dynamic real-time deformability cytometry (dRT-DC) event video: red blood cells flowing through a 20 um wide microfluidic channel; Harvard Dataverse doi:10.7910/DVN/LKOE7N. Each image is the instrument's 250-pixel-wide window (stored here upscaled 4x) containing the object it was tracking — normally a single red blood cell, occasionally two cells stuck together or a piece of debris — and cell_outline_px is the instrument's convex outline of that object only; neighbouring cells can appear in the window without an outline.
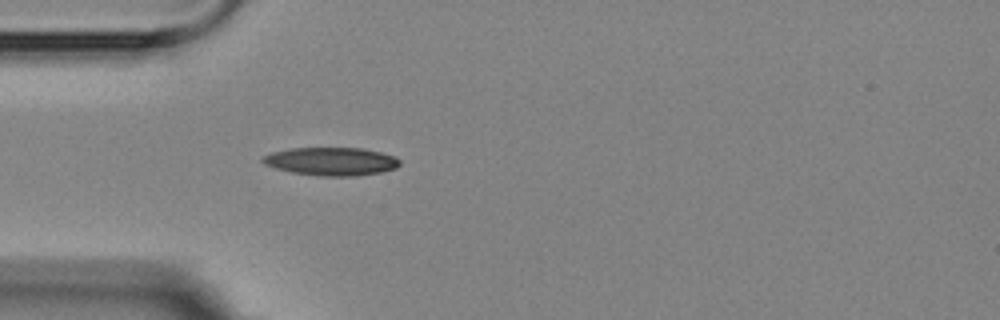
{"species": "Egyptian fruit bat (a non-hibernating species)", "species_latin": "Rousettus aegyptiacus", "temperature_condition": "room temperature", "stored_images_in_passage": 2, "camera_frame_rate_fps": 3000, "um_per_image_px": 0.085, "animal": {"sex": "female"}, "frame": {"image": 1, "passage_image": 2, "time_ms": 1.333, "image_size_px": [1000, 320], "cell_outline_px": [[400, 164], [396, 168], [380, 172], [356, 176], [320, 176], [292, 172], [276, 168], [264, 164], [260, 160], [264, 156], [272, 152], [292, 148], [364, 148], [396, 156], [400, 160]], "centroid_in_image_um": [28.18, 13.71], "position_along_channel_um": 56.8, "area_um2": 22.48}}